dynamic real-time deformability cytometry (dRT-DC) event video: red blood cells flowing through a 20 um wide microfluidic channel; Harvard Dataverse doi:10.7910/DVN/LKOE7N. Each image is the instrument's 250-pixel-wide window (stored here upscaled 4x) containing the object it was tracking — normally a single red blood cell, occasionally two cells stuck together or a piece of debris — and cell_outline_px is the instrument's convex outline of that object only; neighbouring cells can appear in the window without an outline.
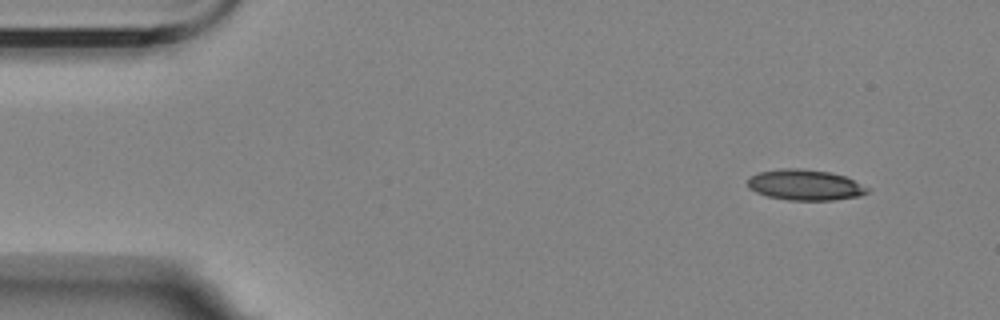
{"species": "Egyptian fruit bat (a non-hibernating species)", "species_latin": "Rousettus aegyptiacus", "temperature_condition": "room temperature", "stored_images_in_passage": 5, "camera_frame_rate_fps": 3000, "um_per_image_px": 0.085, "animal": {"sex": "female"}, "frame": {"image": 1, "passage_image": 1, "time_ms": 0.0, "image_size_px": [1000, 320], "cell_outline_px": [[872, 188], [868, 192], [860, 196], [832, 200], [788, 200], [768, 196], [756, 192], [748, 188], [748, 180], [752, 176], [760, 172], [780, 168], [796, 168], [828, 172], [844, 176]], "centroid_in_image_um": [68.46, 15.72], "position_along_channel_um": 16.5, "area_um2": 21.33}}
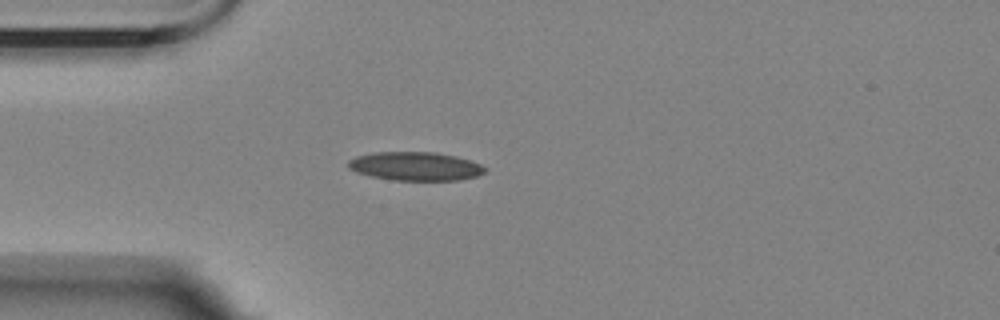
{"frame": {"image": 2, "passage_image": 4, "time_ms": 3.333, "image_size_px": [1000, 320], "cell_outline_px": [[488, 168], [484, 172], [476, 176], [456, 180], [396, 180], [372, 176], [356, 172], [348, 168], [348, 160], [356, 156], [372, 152], [436, 152], [456, 156], [480, 164]], "centroid_in_image_um": [35.29, 14.12], "position_along_channel_um": 49.7, "area_um2": 22.72}}